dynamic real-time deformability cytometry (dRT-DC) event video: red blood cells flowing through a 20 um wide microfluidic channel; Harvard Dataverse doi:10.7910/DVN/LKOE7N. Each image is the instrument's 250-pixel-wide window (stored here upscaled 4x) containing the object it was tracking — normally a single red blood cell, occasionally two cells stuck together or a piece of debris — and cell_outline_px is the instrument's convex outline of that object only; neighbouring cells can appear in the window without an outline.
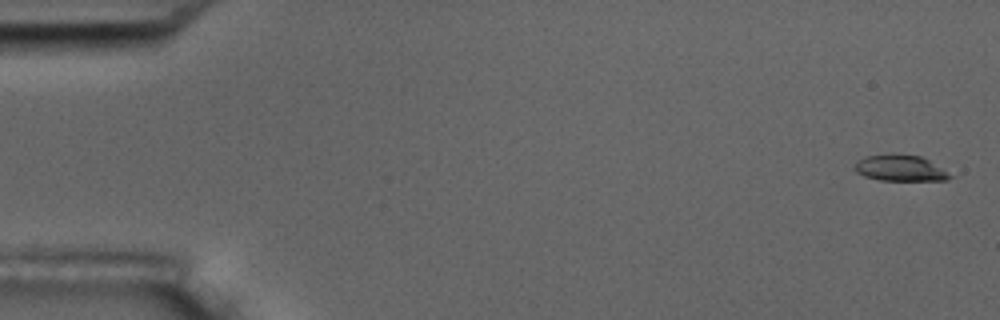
{"species": "common noctule bat (a hibernating species)", "species_latin": "Nyctalus noctula", "temperature_condition": "room temperature", "stored_images_in_passage": 17, "camera_frame_rate_fps": 3000, "um_per_image_px": 0.085, "animal": {"sex": "male", "body_mass_g": 17.5, "forearm_length_mm": 52.3}, "frame": {"image": 1, "passage_image": 1, "time_ms": 0.0, "image_size_px": [1000, 320], "cell_outline_px": [[952, 176], [948, 180], [880, 180], [864, 176], [856, 172], [852, 168], [864, 156], [892, 152], [920, 156], [928, 160]], "centroid_in_image_um": [76.45, 14.26], "position_along_channel_um": 8.6, "area_um2": 14.51}}
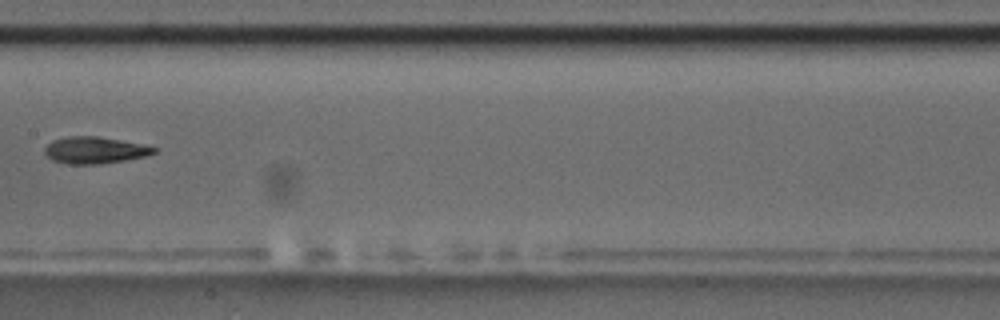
{"frame": {"image": 2, "passage_image": 9, "time_ms": 9.333, "image_size_px": [1000, 320], "cell_outline_px": [[160, 148], [156, 152], [148, 156], [100, 164], [68, 164], [52, 160], [44, 152], [44, 148], [52, 140], [68, 136], [96, 136], [120, 140]], "centroid_in_image_um": [8.07, 12.77], "position_along_channel_um": 199.3, "area_um2": 17.05}}
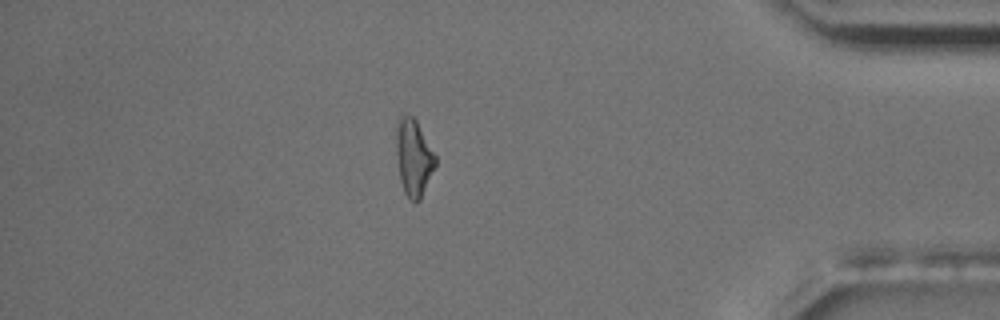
{"frame": {"image": 3, "passage_image": 15, "time_ms": 16.0, "image_size_px": [1000, 320], "cell_outline_px": [[436, 164], [420, 200], [416, 204], [404, 192], [400, 180], [396, 152], [396, 120], [400, 116], [412, 116], [416, 120], [436, 156]], "centroid_in_image_um": [35.15, 13.39], "position_along_channel_um": 400.1, "area_um2": 17.4}, "authors_computed_cell_mechanics": {"area_um2": 16.762, "velocity_mm_per_s": 3.5618, "shape_relaxation_time_tau1_ms": 3.3148, "shape_relaxation_time_tau2_ms": 4.1824, "deformation_change_tau1": 0.1273, "deformation_change_tau2": 0.0997}}